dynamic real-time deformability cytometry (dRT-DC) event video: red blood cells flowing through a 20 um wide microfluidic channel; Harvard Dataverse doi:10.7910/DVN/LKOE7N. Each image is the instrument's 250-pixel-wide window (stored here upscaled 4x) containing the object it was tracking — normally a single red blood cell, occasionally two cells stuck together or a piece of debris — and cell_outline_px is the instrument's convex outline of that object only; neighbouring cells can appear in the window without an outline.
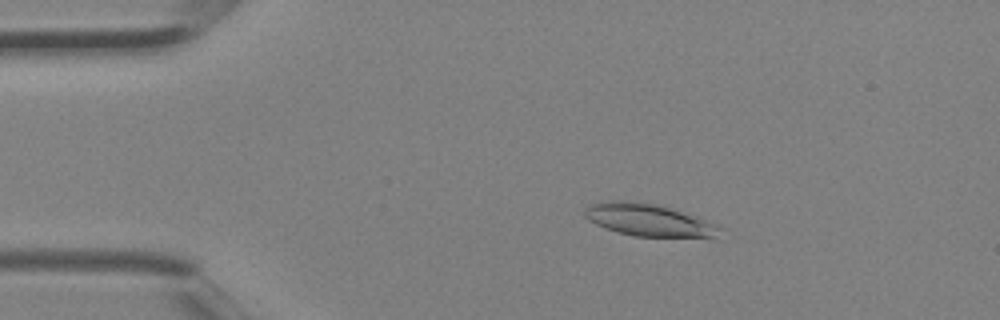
{"species": "Egyptian fruit bat (a non-hibernating species)", "species_latin": "Rousettus aegyptiacus", "temperature_condition": "room temperature", "stored_images_in_passage": 3, "camera_frame_rate_fps": 3000, "um_per_image_px": 0.085, "animal": {"sex": "female"}, "frame": {"image": 1, "passage_image": 2, "time_ms": 0.333, "image_size_px": [1000, 320], "cell_outline_px": [[728, 228], [712, 240], [632, 236], [616, 232], [596, 224], [588, 220], [584, 216], [584, 208], [592, 204], [608, 200], [620, 200], [664, 204]], "centroid_in_image_um": [55.32, 18.75], "position_along_channel_um": 29.7, "area_um2": 27.05}}